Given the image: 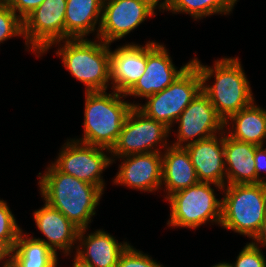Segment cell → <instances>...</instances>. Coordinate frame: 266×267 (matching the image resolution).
Here are the masks:
<instances>
[{
    "label": "cell",
    "instance_id": "cell-1",
    "mask_svg": "<svg viewBox=\"0 0 266 267\" xmlns=\"http://www.w3.org/2000/svg\"><path fill=\"white\" fill-rule=\"evenodd\" d=\"M42 199L59 210L79 229L88 228L103 191L95 185L60 172L52 163L38 174Z\"/></svg>",
    "mask_w": 266,
    "mask_h": 267
},
{
    "label": "cell",
    "instance_id": "cell-2",
    "mask_svg": "<svg viewBox=\"0 0 266 267\" xmlns=\"http://www.w3.org/2000/svg\"><path fill=\"white\" fill-rule=\"evenodd\" d=\"M202 78V91L209 97L217 114L224 122L234 113L249 106L254 100L250 83L238 57L215 60L213 66L203 65L193 58ZM215 78L213 85L207 81Z\"/></svg>",
    "mask_w": 266,
    "mask_h": 267
},
{
    "label": "cell",
    "instance_id": "cell-3",
    "mask_svg": "<svg viewBox=\"0 0 266 267\" xmlns=\"http://www.w3.org/2000/svg\"><path fill=\"white\" fill-rule=\"evenodd\" d=\"M125 97L115 90L85 92L84 133L82 138L73 140L111 150L135 106L134 102L121 99Z\"/></svg>",
    "mask_w": 266,
    "mask_h": 267
},
{
    "label": "cell",
    "instance_id": "cell-4",
    "mask_svg": "<svg viewBox=\"0 0 266 267\" xmlns=\"http://www.w3.org/2000/svg\"><path fill=\"white\" fill-rule=\"evenodd\" d=\"M96 39H65L63 44L61 41L53 43L43 54L58 44L56 54L61 57L67 71L84 84L85 92L107 91L110 85L111 44Z\"/></svg>",
    "mask_w": 266,
    "mask_h": 267
},
{
    "label": "cell",
    "instance_id": "cell-5",
    "mask_svg": "<svg viewBox=\"0 0 266 267\" xmlns=\"http://www.w3.org/2000/svg\"><path fill=\"white\" fill-rule=\"evenodd\" d=\"M222 191L219 226L253 240L266 218V185H225Z\"/></svg>",
    "mask_w": 266,
    "mask_h": 267
},
{
    "label": "cell",
    "instance_id": "cell-6",
    "mask_svg": "<svg viewBox=\"0 0 266 267\" xmlns=\"http://www.w3.org/2000/svg\"><path fill=\"white\" fill-rule=\"evenodd\" d=\"M212 183L198 182L170 195L169 227L197 229L203 224L220 225L222 200L217 199Z\"/></svg>",
    "mask_w": 266,
    "mask_h": 267
},
{
    "label": "cell",
    "instance_id": "cell-7",
    "mask_svg": "<svg viewBox=\"0 0 266 267\" xmlns=\"http://www.w3.org/2000/svg\"><path fill=\"white\" fill-rule=\"evenodd\" d=\"M202 90V78L192 63L173 83L161 92L146 97L144 105L135 106L147 117L172 129L177 118Z\"/></svg>",
    "mask_w": 266,
    "mask_h": 267
},
{
    "label": "cell",
    "instance_id": "cell-8",
    "mask_svg": "<svg viewBox=\"0 0 266 267\" xmlns=\"http://www.w3.org/2000/svg\"><path fill=\"white\" fill-rule=\"evenodd\" d=\"M171 129L162 122L147 117L136 106L129 112L115 145L110 150L112 162L120 157L149 152L161 153L169 147ZM159 148V149H158ZM113 155V156H112ZM115 158V159H114Z\"/></svg>",
    "mask_w": 266,
    "mask_h": 267
},
{
    "label": "cell",
    "instance_id": "cell-9",
    "mask_svg": "<svg viewBox=\"0 0 266 267\" xmlns=\"http://www.w3.org/2000/svg\"><path fill=\"white\" fill-rule=\"evenodd\" d=\"M110 150L68 139L52 164L62 173L98 186L103 192L105 180L102 173L112 165ZM108 155V156H107Z\"/></svg>",
    "mask_w": 266,
    "mask_h": 267
},
{
    "label": "cell",
    "instance_id": "cell-10",
    "mask_svg": "<svg viewBox=\"0 0 266 267\" xmlns=\"http://www.w3.org/2000/svg\"><path fill=\"white\" fill-rule=\"evenodd\" d=\"M67 0H44L23 21L25 49L40 57L55 42L65 40Z\"/></svg>",
    "mask_w": 266,
    "mask_h": 267
},
{
    "label": "cell",
    "instance_id": "cell-11",
    "mask_svg": "<svg viewBox=\"0 0 266 267\" xmlns=\"http://www.w3.org/2000/svg\"><path fill=\"white\" fill-rule=\"evenodd\" d=\"M155 8L144 0H103L98 39L107 44L122 39L148 17Z\"/></svg>",
    "mask_w": 266,
    "mask_h": 267
},
{
    "label": "cell",
    "instance_id": "cell-12",
    "mask_svg": "<svg viewBox=\"0 0 266 267\" xmlns=\"http://www.w3.org/2000/svg\"><path fill=\"white\" fill-rule=\"evenodd\" d=\"M175 123L179 125L177 141L171 144L175 147H185L225 131L224 120L217 114L209 97L202 90Z\"/></svg>",
    "mask_w": 266,
    "mask_h": 267
},
{
    "label": "cell",
    "instance_id": "cell-13",
    "mask_svg": "<svg viewBox=\"0 0 266 267\" xmlns=\"http://www.w3.org/2000/svg\"><path fill=\"white\" fill-rule=\"evenodd\" d=\"M172 61L168 50L163 44L148 41L145 72L125 96L146 98L161 92L179 78L193 63L190 60L178 70Z\"/></svg>",
    "mask_w": 266,
    "mask_h": 267
},
{
    "label": "cell",
    "instance_id": "cell-14",
    "mask_svg": "<svg viewBox=\"0 0 266 267\" xmlns=\"http://www.w3.org/2000/svg\"><path fill=\"white\" fill-rule=\"evenodd\" d=\"M114 184L133 190L154 192L162 186V153L149 152L120 157Z\"/></svg>",
    "mask_w": 266,
    "mask_h": 267
},
{
    "label": "cell",
    "instance_id": "cell-15",
    "mask_svg": "<svg viewBox=\"0 0 266 267\" xmlns=\"http://www.w3.org/2000/svg\"><path fill=\"white\" fill-rule=\"evenodd\" d=\"M199 140L184 148L189 153L199 182L212 183L223 190L226 185L224 132Z\"/></svg>",
    "mask_w": 266,
    "mask_h": 267
},
{
    "label": "cell",
    "instance_id": "cell-16",
    "mask_svg": "<svg viewBox=\"0 0 266 267\" xmlns=\"http://www.w3.org/2000/svg\"><path fill=\"white\" fill-rule=\"evenodd\" d=\"M146 62L147 43H126L114 51L110 48L111 89L125 95L144 74Z\"/></svg>",
    "mask_w": 266,
    "mask_h": 267
},
{
    "label": "cell",
    "instance_id": "cell-17",
    "mask_svg": "<svg viewBox=\"0 0 266 267\" xmlns=\"http://www.w3.org/2000/svg\"><path fill=\"white\" fill-rule=\"evenodd\" d=\"M33 218L38 230L47 238H34L44 242L56 255L57 249L65 256L71 255V250L76 248L79 228L74 225L59 210L51 207L44 201V206L33 213ZM62 250V251H61Z\"/></svg>",
    "mask_w": 266,
    "mask_h": 267
},
{
    "label": "cell",
    "instance_id": "cell-18",
    "mask_svg": "<svg viewBox=\"0 0 266 267\" xmlns=\"http://www.w3.org/2000/svg\"><path fill=\"white\" fill-rule=\"evenodd\" d=\"M88 228L80 229L75 256L92 267H116L121 253L129 243L120 242L105 230L85 235Z\"/></svg>",
    "mask_w": 266,
    "mask_h": 267
},
{
    "label": "cell",
    "instance_id": "cell-19",
    "mask_svg": "<svg viewBox=\"0 0 266 267\" xmlns=\"http://www.w3.org/2000/svg\"><path fill=\"white\" fill-rule=\"evenodd\" d=\"M256 145L230 137L224 131L226 185L256 183Z\"/></svg>",
    "mask_w": 266,
    "mask_h": 267
},
{
    "label": "cell",
    "instance_id": "cell-20",
    "mask_svg": "<svg viewBox=\"0 0 266 267\" xmlns=\"http://www.w3.org/2000/svg\"><path fill=\"white\" fill-rule=\"evenodd\" d=\"M165 151V152H164ZM162 153V186L167 199L173 193L197 184L198 178L184 147L170 145Z\"/></svg>",
    "mask_w": 266,
    "mask_h": 267
},
{
    "label": "cell",
    "instance_id": "cell-21",
    "mask_svg": "<svg viewBox=\"0 0 266 267\" xmlns=\"http://www.w3.org/2000/svg\"><path fill=\"white\" fill-rule=\"evenodd\" d=\"M103 0H67L65 10V39H87L98 32L102 18ZM98 28L96 29V27Z\"/></svg>",
    "mask_w": 266,
    "mask_h": 267
},
{
    "label": "cell",
    "instance_id": "cell-22",
    "mask_svg": "<svg viewBox=\"0 0 266 267\" xmlns=\"http://www.w3.org/2000/svg\"><path fill=\"white\" fill-rule=\"evenodd\" d=\"M253 101L249 106L232 114L224 123L231 126L226 133L233 139L264 146L266 139V110ZM232 123V124H231Z\"/></svg>",
    "mask_w": 266,
    "mask_h": 267
},
{
    "label": "cell",
    "instance_id": "cell-23",
    "mask_svg": "<svg viewBox=\"0 0 266 267\" xmlns=\"http://www.w3.org/2000/svg\"><path fill=\"white\" fill-rule=\"evenodd\" d=\"M22 231L12 250L11 264L15 267H57L56 255L44 242Z\"/></svg>",
    "mask_w": 266,
    "mask_h": 267
},
{
    "label": "cell",
    "instance_id": "cell-24",
    "mask_svg": "<svg viewBox=\"0 0 266 267\" xmlns=\"http://www.w3.org/2000/svg\"><path fill=\"white\" fill-rule=\"evenodd\" d=\"M234 6L232 0H171L166 11L189 14L194 20H201L209 15H229Z\"/></svg>",
    "mask_w": 266,
    "mask_h": 267
},
{
    "label": "cell",
    "instance_id": "cell-25",
    "mask_svg": "<svg viewBox=\"0 0 266 267\" xmlns=\"http://www.w3.org/2000/svg\"><path fill=\"white\" fill-rule=\"evenodd\" d=\"M17 36L23 37V21L2 1L0 3V44Z\"/></svg>",
    "mask_w": 266,
    "mask_h": 267
},
{
    "label": "cell",
    "instance_id": "cell-26",
    "mask_svg": "<svg viewBox=\"0 0 266 267\" xmlns=\"http://www.w3.org/2000/svg\"><path fill=\"white\" fill-rule=\"evenodd\" d=\"M16 218L7 202L0 199V239L15 247L19 234L23 231L16 223Z\"/></svg>",
    "mask_w": 266,
    "mask_h": 267
},
{
    "label": "cell",
    "instance_id": "cell-27",
    "mask_svg": "<svg viewBox=\"0 0 266 267\" xmlns=\"http://www.w3.org/2000/svg\"><path fill=\"white\" fill-rule=\"evenodd\" d=\"M143 253L129 244L121 253L116 267H164L162 264L153 260L151 256Z\"/></svg>",
    "mask_w": 266,
    "mask_h": 267
},
{
    "label": "cell",
    "instance_id": "cell-28",
    "mask_svg": "<svg viewBox=\"0 0 266 267\" xmlns=\"http://www.w3.org/2000/svg\"><path fill=\"white\" fill-rule=\"evenodd\" d=\"M232 267H266L265 255L262 249L252 242L247 243L239 252L236 262L231 264Z\"/></svg>",
    "mask_w": 266,
    "mask_h": 267
},
{
    "label": "cell",
    "instance_id": "cell-29",
    "mask_svg": "<svg viewBox=\"0 0 266 267\" xmlns=\"http://www.w3.org/2000/svg\"><path fill=\"white\" fill-rule=\"evenodd\" d=\"M22 20L44 0H3ZM18 12V13H17Z\"/></svg>",
    "mask_w": 266,
    "mask_h": 267
},
{
    "label": "cell",
    "instance_id": "cell-30",
    "mask_svg": "<svg viewBox=\"0 0 266 267\" xmlns=\"http://www.w3.org/2000/svg\"><path fill=\"white\" fill-rule=\"evenodd\" d=\"M264 146H256L255 151V170H256V183L266 184V178H261V171L266 172V148Z\"/></svg>",
    "mask_w": 266,
    "mask_h": 267
},
{
    "label": "cell",
    "instance_id": "cell-31",
    "mask_svg": "<svg viewBox=\"0 0 266 267\" xmlns=\"http://www.w3.org/2000/svg\"><path fill=\"white\" fill-rule=\"evenodd\" d=\"M13 248L3 239H0V262L2 266H7L12 260Z\"/></svg>",
    "mask_w": 266,
    "mask_h": 267
},
{
    "label": "cell",
    "instance_id": "cell-32",
    "mask_svg": "<svg viewBox=\"0 0 266 267\" xmlns=\"http://www.w3.org/2000/svg\"><path fill=\"white\" fill-rule=\"evenodd\" d=\"M254 245L257 247L260 246H266V218L262 223V226L258 232V234L254 237V239L251 241Z\"/></svg>",
    "mask_w": 266,
    "mask_h": 267
},
{
    "label": "cell",
    "instance_id": "cell-33",
    "mask_svg": "<svg viewBox=\"0 0 266 267\" xmlns=\"http://www.w3.org/2000/svg\"><path fill=\"white\" fill-rule=\"evenodd\" d=\"M148 2L153 8L161 10H167L171 0H144ZM161 1V2H160Z\"/></svg>",
    "mask_w": 266,
    "mask_h": 267
},
{
    "label": "cell",
    "instance_id": "cell-34",
    "mask_svg": "<svg viewBox=\"0 0 266 267\" xmlns=\"http://www.w3.org/2000/svg\"><path fill=\"white\" fill-rule=\"evenodd\" d=\"M73 266L72 267H92L91 265H89L88 263H85L83 261H81L79 258H77L75 255H74V259H73Z\"/></svg>",
    "mask_w": 266,
    "mask_h": 267
},
{
    "label": "cell",
    "instance_id": "cell-35",
    "mask_svg": "<svg viewBox=\"0 0 266 267\" xmlns=\"http://www.w3.org/2000/svg\"><path fill=\"white\" fill-rule=\"evenodd\" d=\"M212 267H232L231 266V263H226V262H220V263H218V264H215V265H213Z\"/></svg>",
    "mask_w": 266,
    "mask_h": 267
},
{
    "label": "cell",
    "instance_id": "cell-36",
    "mask_svg": "<svg viewBox=\"0 0 266 267\" xmlns=\"http://www.w3.org/2000/svg\"><path fill=\"white\" fill-rule=\"evenodd\" d=\"M4 267H15V266L10 263V264H8L7 266H4Z\"/></svg>",
    "mask_w": 266,
    "mask_h": 267
}]
</instances>
